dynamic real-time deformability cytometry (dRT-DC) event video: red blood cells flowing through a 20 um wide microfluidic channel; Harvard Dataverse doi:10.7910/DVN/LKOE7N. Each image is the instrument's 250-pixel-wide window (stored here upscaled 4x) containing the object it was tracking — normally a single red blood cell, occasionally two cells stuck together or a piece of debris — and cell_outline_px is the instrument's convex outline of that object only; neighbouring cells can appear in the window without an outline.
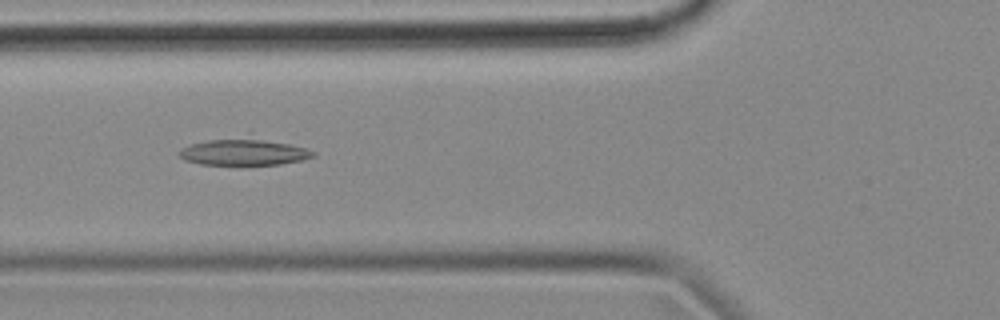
{"species": "common noctule bat (a hibernating species)", "species_latin": "Nyctalus noctula", "temperature_condition": "cold", "stored_images_in_passage": 15, "camera_frame_rate_fps": 3000, "um_per_image_px": 0.085, "animal": {"sex": "female", "body_mass_g": 18.4}, "frame": {"image": 1, "passage_image": 9, "time_ms": 2.667, "image_size_px": [1000, 320], "cell_outline_px": [[316, 156], [300, 160], [280, 164], [240, 168], [200, 164], [184, 160], [180, 156], [180, 148], [192, 144], [248, 128], [308, 148], [316, 152]], "centroid_in_image_um": [20.82, 12.8], "position_along_channel_um": 105.0, "area_um2": 24.74}}